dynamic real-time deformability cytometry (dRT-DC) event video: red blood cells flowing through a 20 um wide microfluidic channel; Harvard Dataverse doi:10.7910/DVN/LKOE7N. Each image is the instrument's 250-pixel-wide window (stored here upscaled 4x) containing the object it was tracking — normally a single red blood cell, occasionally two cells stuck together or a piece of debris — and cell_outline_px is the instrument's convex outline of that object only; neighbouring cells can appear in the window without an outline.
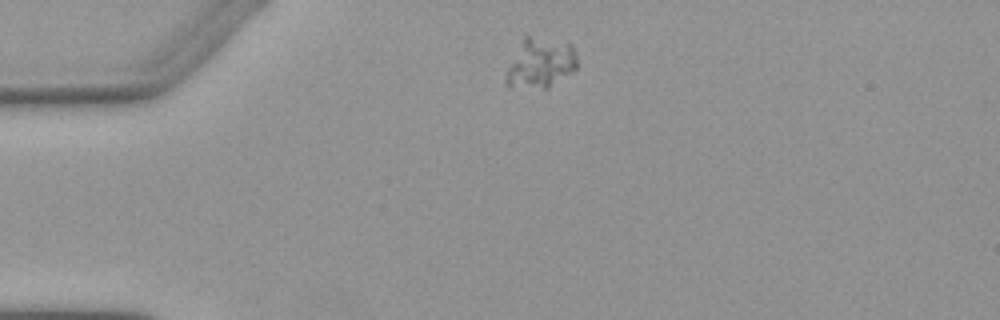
{"species": "Egyptian fruit bat (a non-hibernating species)", "species_latin": "Rousettus aegyptiacus", "temperature_condition": "warm", "stored_images_in_passage": 2, "camera_frame_rate_fps": 3000, "um_per_image_px": 0.085, "animal": {"sex": "female"}, "frame": {"image": 1, "passage_image": 1, "time_ms": 0.0, "image_size_px": [1000, 320], "cell_outline_px": [[576, 68], [572, 72], [548, 88], [544, 88], [504, 84], [504, 80], [508, 68], [524, 36], [528, 36], [568, 40], [572, 44], [576, 56]], "centroid_in_image_um": [45.99, 5.31], "position_along_channel_um": 39.0, "area_um2": 20.46}}